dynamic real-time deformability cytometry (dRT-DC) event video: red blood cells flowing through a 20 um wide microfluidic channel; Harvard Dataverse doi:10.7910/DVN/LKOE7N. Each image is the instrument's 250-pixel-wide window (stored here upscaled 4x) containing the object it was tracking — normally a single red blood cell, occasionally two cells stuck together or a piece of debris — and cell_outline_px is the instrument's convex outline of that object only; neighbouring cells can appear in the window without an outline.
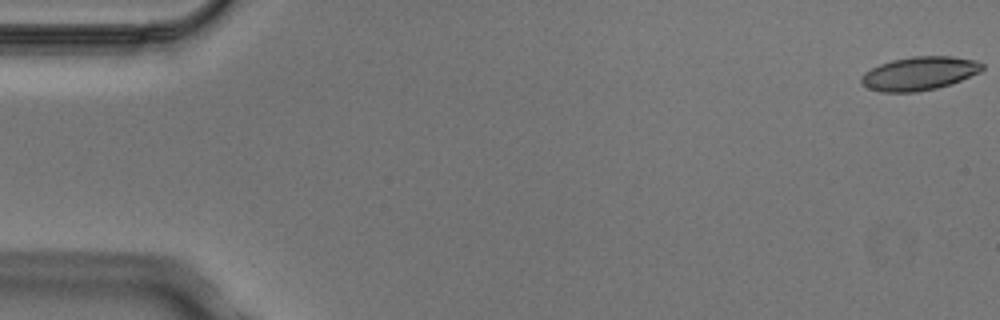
{"species": "Egyptian fruit bat (a non-hibernating species)", "species_latin": "Rousettus aegyptiacus", "temperature_condition": "cold", "stored_images_in_passage": 4, "camera_frame_rate_fps": 3000, "um_per_image_px": 0.085, "animal": {"sex": "male"}, "frame": {"image": 1, "passage_image": 1, "time_ms": 0.0, "image_size_px": [1000, 320], "cell_outline_px": [[984, 68], [980, 72], [960, 80], [936, 88], [916, 92], [880, 92], [868, 88], [860, 84], [860, 76], [864, 72], [880, 64], [892, 60], [912, 56], [952, 56], [976, 60], [984, 64]], "centroid_in_image_um": [78.11, 6.24], "position_along_channel_um": 6.9, "area_um2": 23.7}}
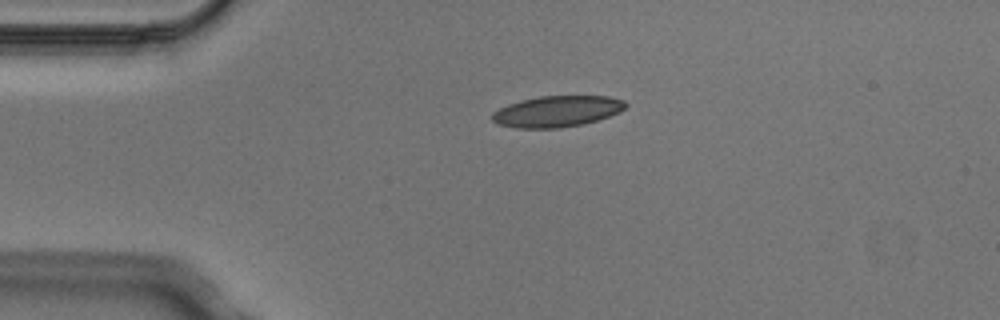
{"frame": {"image": 2, "passage_image": 4, "time_ms": 1.0, "image_size_px": [1000, 320], "cell_outline_px": [[628, 104], [620, 112], [584, 124], [560, 128], [516, 128], [496, 124], [492, 120], [492, 112], [508, 104], [520, 100], [540, 96], [608, 96], [624, 100]], "centroid_in_image_um": [47.33, 9.47], "position_along_channel_um": 37.7, "area_um2": 24.28}}